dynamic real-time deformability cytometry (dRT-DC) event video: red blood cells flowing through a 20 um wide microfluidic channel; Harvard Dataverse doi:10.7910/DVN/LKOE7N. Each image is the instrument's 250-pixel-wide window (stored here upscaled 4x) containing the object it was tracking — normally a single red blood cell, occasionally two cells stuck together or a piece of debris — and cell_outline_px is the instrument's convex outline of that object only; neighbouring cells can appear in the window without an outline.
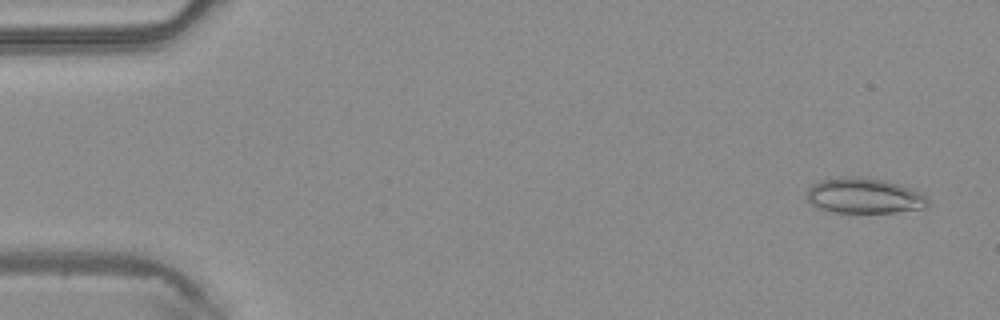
{"species": "common noctule bat (a hibernating species)", "species_latin": "Nyctalus noctula", "temperature_condition": "warm", "stored_images_in_passage": 48, "camera_frame_rate_fps": 3000, "um_per_image_px": 0.085, "animal": {"sex": "male", "body_mass_g": 20.4}, "frame": {"image": 1, "passage_image": 3, "time_ms": 0.667, "image_size_px": [1000, 320], "cell_outline_px": [[928, 204], [924, 208], [896, 212], [836, 212], [820, 208], [812, 204], [808, 200], [808, 188], [812, 184], [820, 180], [848, 176], [856, 176], [884, 180], [912, 188], [920, 192], [928, 200]], "centroid_in_image_um": [73.46, 16.63], "position_along_channel_um": 11.5, "area_um2": 24.74}}
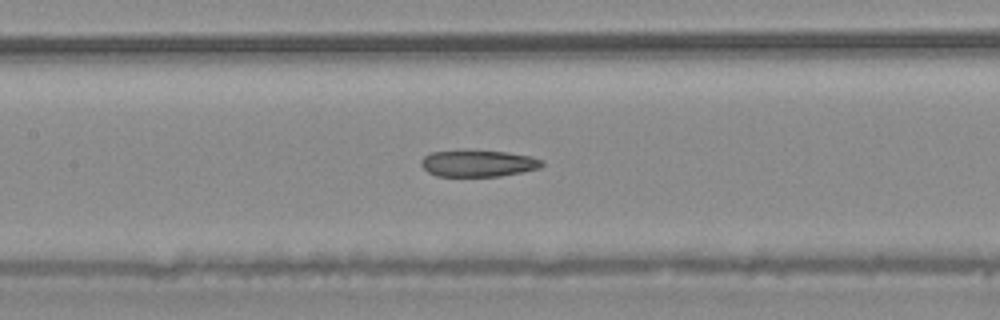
{"frame": {"image": 2, "passage_image": 23, "time_ms": 7.333, "image_size_px": [1000, 320], "cell_outline_px": [[544, 164], [540, 168], [500, 176], [436, 176], [428, 172], [420, 164], [420, 160], [424, 156], [432, 152], [504, 152], [532, 156], [540, 160]], "centroid_in_image_um": [40.63, 13.91], "position_along_channel_um": 166.8, "area_um2": 18.15}}
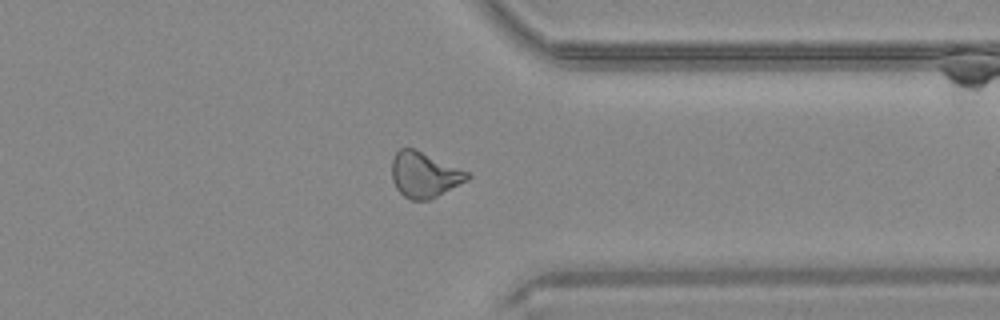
{"frame": {"image": 3, "passage_image": 38, "time_ms": 12.333, "image_size_px": [1000, 320], "cell_outline_px": [[472, 176], [468, 180], [428, 200], [412, 200], [404, 196], [396, 188], [392, 180], [392, 160], [396, 152], [400, 148], [416, 148], [468, 172]], "centroid_in_image_um": [36.06, 14.84], "position_along_channel_um": 375.3, "area_um2": 19.94}}